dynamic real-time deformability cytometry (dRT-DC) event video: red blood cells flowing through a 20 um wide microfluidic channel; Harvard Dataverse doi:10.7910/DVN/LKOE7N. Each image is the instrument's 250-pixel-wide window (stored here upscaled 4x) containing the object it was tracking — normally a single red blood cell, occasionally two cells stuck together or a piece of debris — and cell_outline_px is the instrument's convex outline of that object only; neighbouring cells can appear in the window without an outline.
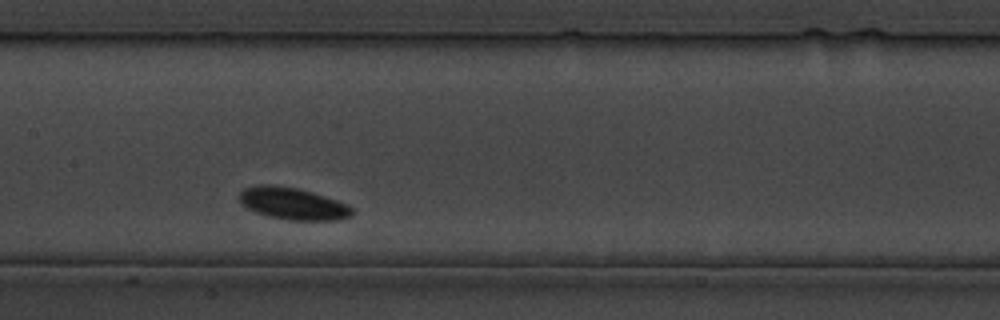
{"species": "common noctule bat (a hibernating species)", "species_latin": "Nyctalus noctula", "temperature_condition": "cold", "stored_images_in_passage": 28, "camera_frame_rate_fps": 3000, "um_per_image_px": 0.085, "animal": {"sex": "male", "body_mass_g": 19.5, "forearm_length_mm": 54.6}, "frame": {"image": 1, "passage_image": 13, "time_ms": 15.667, "image_size_px": [1000, 320], "cell_outline_px": [[352, 216], [340, 220], [288, 220], [268, 216], [256, 212], [248, 208], [240, 200], [240, 192], [244, 188], [256, 184], [276, 184], [296, 188], [312, 192], [348, 204], [352, 208]], "centroid_in_image_um": [24.9, 17.3], "position_along_channel_um": 182.5, "area_um2": 21.04}}